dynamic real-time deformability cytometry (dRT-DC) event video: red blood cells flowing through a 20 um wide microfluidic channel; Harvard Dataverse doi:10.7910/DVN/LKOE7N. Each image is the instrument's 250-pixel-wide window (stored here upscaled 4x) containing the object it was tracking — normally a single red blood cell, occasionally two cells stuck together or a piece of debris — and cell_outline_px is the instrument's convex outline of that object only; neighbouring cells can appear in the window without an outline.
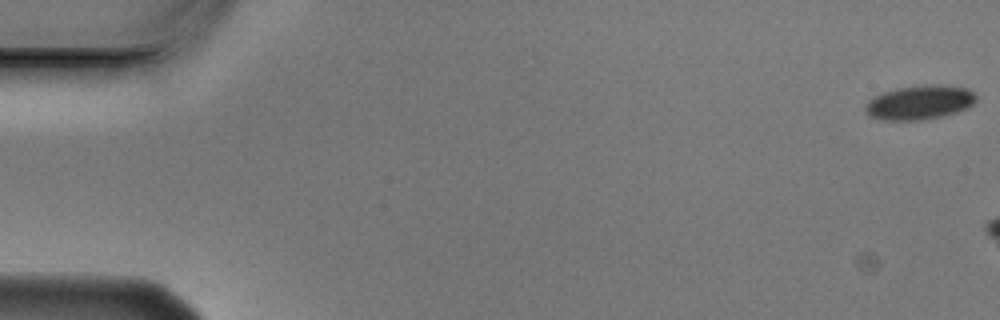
{"species": "Egyptian fruit bat (a non-hibernating species)", "species_latin": "Rousettus aegyptiacus", "temperature_condition": "cold", "stored_images_in_passage": 3, "camera_frame_rate_fps": 3000, "um_per_image_px": 0.085, "animal": {"sex": "male"}, "frame": {"image": 1, "passage_image": 1, "time_ms": 0.0, "image_size_px": [1000, 320], "cell_outline_px": [[976, 100], [968, 108], [944, 116], [920, 120], [884, 120], [872, 116], [864, 108], [868, 100], [884, 92], [896, 88], [968, 88], [976, 92]], "centroid_in_image_um": [78.17, 8.77], "position_along_channel_um": 6.8, "area_um2": 20.92}}